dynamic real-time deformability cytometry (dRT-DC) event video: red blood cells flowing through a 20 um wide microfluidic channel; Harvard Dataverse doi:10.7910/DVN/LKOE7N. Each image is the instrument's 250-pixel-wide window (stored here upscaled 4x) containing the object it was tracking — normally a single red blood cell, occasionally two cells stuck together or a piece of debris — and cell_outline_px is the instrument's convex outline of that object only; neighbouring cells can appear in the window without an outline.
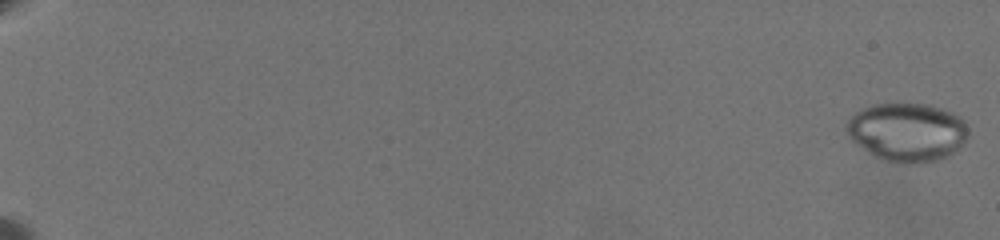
{"species": "common noctule bat (a hibernating species)", "species_latin": "Nyctalus noctula", "temperature_condition": "warm", "stored_images_in_passage": 17, "camera_frame_rate_fps": 3000, "um_per_image_px": 0.085, "animal": {"sex": "female", "body_mass_g": 19.5, "forearm_length_mm": 54.1}, "frame": {"image": 1, "passage_image": 1, "time_ms": 0.0, "image_size_px": [1000, 240], "cell_outline_px": [[968, 136], [964, 144], [948, 156], [936, 160], [912, 164], [896, 164], [880, 160], [856, 144], [848, 136], [844, 128], [848, 120], [856, 112], [872, 104], [928, 104], [952, 112], [960, 116], [964, 120], [968, 128]], "centroid_in_image_um": [77.11, 11.25], "position_along_channel_um": 7.9, "area_um2": 41.96}}